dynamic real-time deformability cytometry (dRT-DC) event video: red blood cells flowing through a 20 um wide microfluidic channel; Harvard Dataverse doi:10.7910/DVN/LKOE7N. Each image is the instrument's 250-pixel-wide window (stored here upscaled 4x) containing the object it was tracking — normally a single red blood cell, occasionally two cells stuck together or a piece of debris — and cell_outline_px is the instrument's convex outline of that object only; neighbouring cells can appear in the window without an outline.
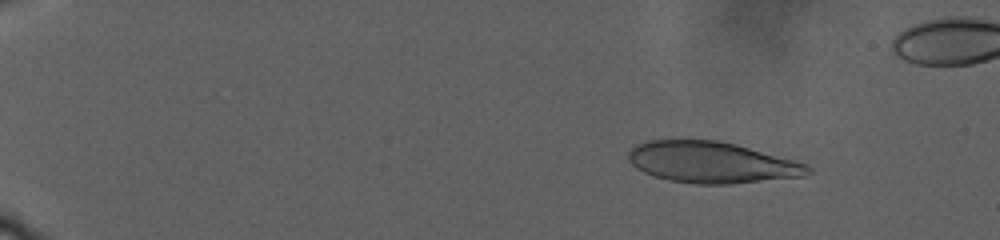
{"species": "human", "species_latin": "Homo sapiens", "temperature_condition": "warm", "stored_images_in_passage": 37, "segment_of_instrument_passage": [1, 2], "camera_frame_rate_fps": 3000, "um_per_image_px": 0.085, "donor": {"sex": "male"}, "frame": {"image": 1, "passage_image": 5, "time_ms": 4.333, "image_size_px": [1000, 240], "cell_outline_px": [[812, 172], [804, 176], [728, 184], [692, 184], [668, 180], [644, 172], [636, 168], [628, 160], [628, 152], [636, 144], [648, 140], [716, 140], [736, 144], [808, 164], [812, 168]], "centroid_in_image_um": [60.48, 13.8], "position_along_channel_um": 24.5, "area_um2": 43.06}}
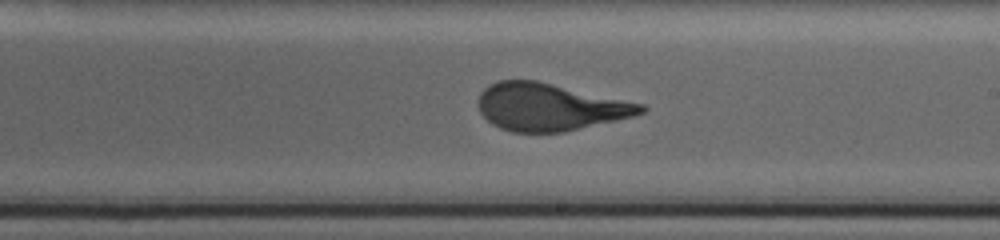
{"frame": {"image": 2, "passage_image": 25, "time_ms": 21.333, "image_size_px": [1000, 240], "cell_outline_px": [[648, 108], [644, 112], [632, 116], [616, 120], [564, 132], [512, 132], [500, 128], [492, 124], [480, 112], [480, 92], [488, 84], [500, 80], [536, 80], [644, 104]], "centroid_in_image_um": [46.72, 9.09], "position_along_channel_um": 242.3, "area_um2": 44.56}}
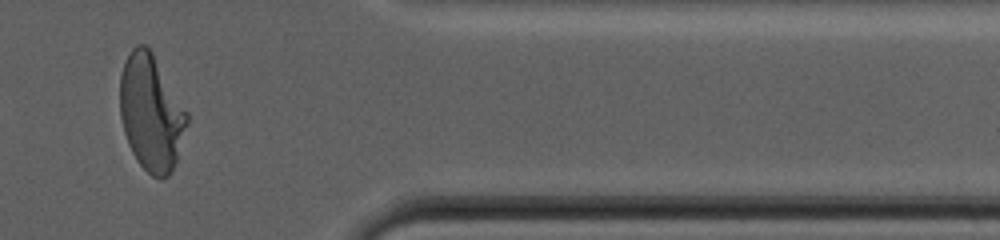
{"frame": {"image": 3, "passage_image": 32, "time_ms": 29.333, "image_size_px": [1000, 240], "cell_outline_px": [[188, 120], [176, 160], [172, 172], [168, 176], [160, 180], [152, 176], [136, 160], [128, 144], [124, 132], [120, 116], [120, 76], [124, 64], [132, 48], [136, 44], [144, 44], [152, 52], [188, 112]], "centroid_in_image_um": [12.84, 9.6], "position_along_channel_um": 398.6, "area_um2": 45.08}}